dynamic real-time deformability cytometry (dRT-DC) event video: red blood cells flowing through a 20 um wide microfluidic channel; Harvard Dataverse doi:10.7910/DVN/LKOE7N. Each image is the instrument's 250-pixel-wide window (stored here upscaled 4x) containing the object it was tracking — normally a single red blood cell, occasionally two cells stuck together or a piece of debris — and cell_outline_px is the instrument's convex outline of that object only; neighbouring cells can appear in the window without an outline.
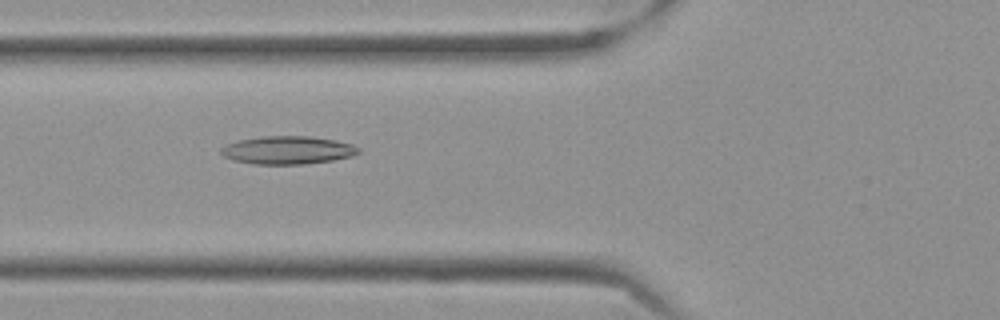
{"species": "Egyptian fruit bat (a non-hibernating species)", "species_latin": "Rousettus aegyptiacus", "temperature_condition": "cold", "stored_images_in_passage": 40, "camera_frame_rate_fps": 3000, "um_per_image_px": 0.085, "frame": {"image": 1, "passage_image": 4, "time_ms": 1.0, "image_size_px": [1000, 320], "cell_outline_px": [[360, 152], [352, 156], [332, 160], [304, 164], [252, 164], [232, 160], [224, 156], [220, 152], [220, 148], [228, 144], [240, 140], [264, 136], [308, 136], [336, 140], [352, 144], [360, 148]], "centroid_in_image_um": [24.46, 12.76], "position_along_channel_um": 101.3, "area_um2": 22.43}}
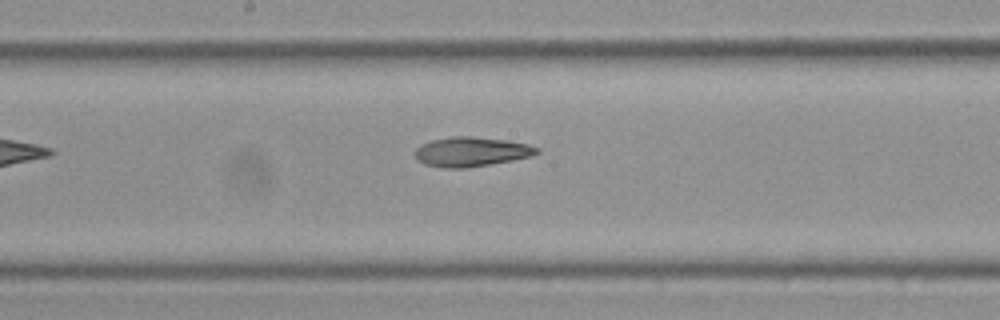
{"frame": {"image": 2, "passage_image": 13, "time_ms": 4.0, "image_size_px": [1000, 320], "cell_outline_px": [[540, 152], [532, 156], [512, 160], [464, 168], [444, 168], [424, 164], [416, 160], [416, 148], [420, 144], [432, 140], [452, 136], [472, 136], [508, 140], [528, 144], [540, 148]], "centroid_in_image_um": [40.06, 12.89], "position_along_channel_um": 208.1, "area_um2": 21.04}}
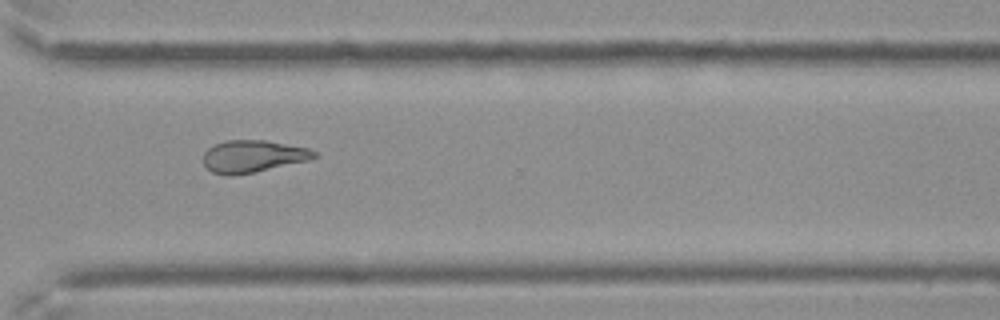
{"frame": {"image": 3, "passage_image": 25, "time_ms": 8.0, "image_size_px": [1000, 320], "cell_outline_px": [[320, 156], [308, 160], [256, 172], [232, 176], [228, 176], [212, 172], [204, 164], [204, 152], [208, 148], [224, 140], [264, 140], [308, 148], [316, 152]], "centroid_in_image_um": [21.5, 13.29], "position_along_channel_um": 349.1, "area_um2": 20.81}, "authors_computed_cell_mechanics": {"area_um2": 21.2704, "velocity_mm_per_s": 3.5321, "shape_relaxation_time_tau1_ms": null, "shape_relaxation_time_tau2_ms": 9.5019, "deformation_change_tau1": null, "deformation_change_tau2": 0.1979}}